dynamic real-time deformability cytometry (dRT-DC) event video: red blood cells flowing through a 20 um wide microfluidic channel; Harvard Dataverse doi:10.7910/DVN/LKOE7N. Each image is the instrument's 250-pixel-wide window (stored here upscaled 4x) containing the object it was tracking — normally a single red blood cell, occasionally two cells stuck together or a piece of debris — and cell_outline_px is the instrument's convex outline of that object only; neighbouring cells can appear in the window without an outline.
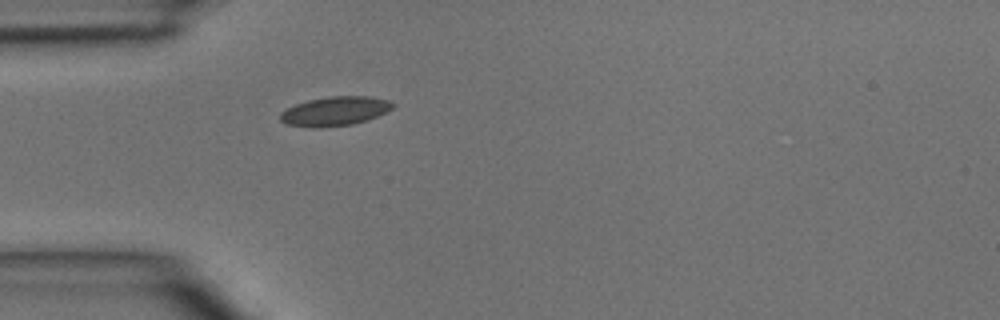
{"species": "common noctule bat (a hibernating species)", "species_latin": "Nyctalus noctula", "temperature_condition": "room temperature", "stored_images_in_passage": 1, "camera_frame_rate_fps": 3000, "um_per_image_px": 0.085, "animal": {"sex": "male", "body_mass_g": 15.6}, "frame": {"image": 1, "passage_image": 1, "time_ms": 0.0, "image_size_px": [1000, 320], "cell_outline_px": [[396, 104], [392, 108], [368, 120], [352, 124], [320, 128], [312, 128], [288, 124], [280, 120], [280, 112], [296, 104], [308, 100], [328, 96], [368, 96], [388, 100]], "centroid_in_image_um": [28.46, 9.45], "position_along_channel_um": 56.5, "area_um2": 19.07}}